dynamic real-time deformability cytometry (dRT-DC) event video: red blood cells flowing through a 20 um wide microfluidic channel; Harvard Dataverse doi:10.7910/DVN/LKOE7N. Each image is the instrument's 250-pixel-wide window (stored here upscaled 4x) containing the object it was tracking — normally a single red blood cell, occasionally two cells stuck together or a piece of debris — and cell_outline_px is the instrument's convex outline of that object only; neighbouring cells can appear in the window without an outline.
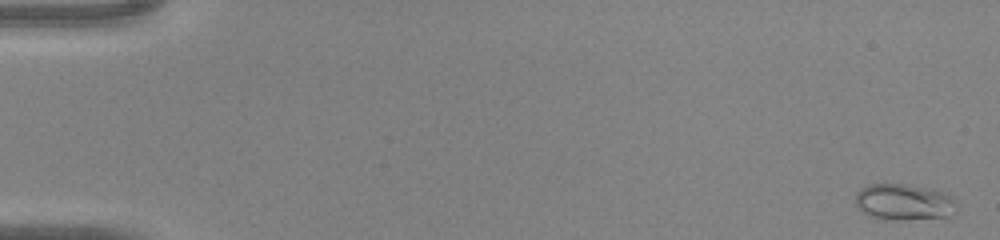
{"species": "common noctule bat (a hibernating species)", "species_latin": "Nyctalus noctula", "temperature_condition": "warm", "stored_images_in_passage": 45, "camera_frame_rate_fps": 3000, "um_per_image_px": 0.085, "animal": {"sex": "male", "body_mass_g": 20.0, "forearm_length_mm": 53.3}, "frame": {"image": 1, "passage_image": 2, "time_ms": 0.333, "image_size_px": [1000, 240], "cell_outline_px": [[956, 204], [952, 216], [884, 220], [880, 220], [868, 216], [860, 212], [856, 204], [856, 192], [860, 188], [868, 184], [904, 184], [944, 192], [952, 196], [956, 200]], "centroid_in_image_um": [76.78, 17.18], "position_along_channel_um": 8.2, "area_um2": 21.44}}
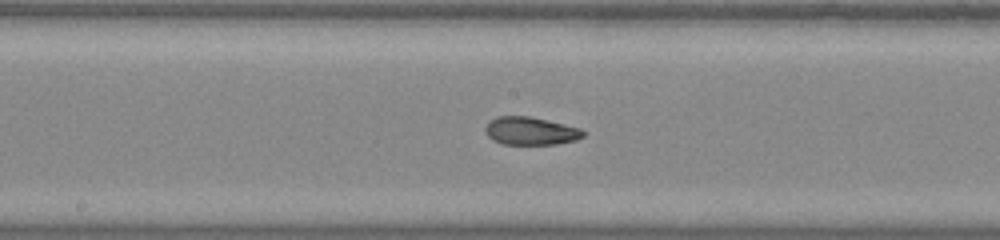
{"frame": {"image": 2, "passage_image": 25, "time_ms": 8.0, "image_size_px": [1000, 240], "cell_outline_px": [[584, 136], [576, 140], [556, 144], [504, 144], [492, 140], [488, 136], [484, 128], [488, 120], [496, 116], [528, 116], [564, 124], [580, 128], [584, 132]], "centroid_in_image_um": [45.06, 11.13], "position_along_channel_um": 203.1, "area_um2": 15.95}}
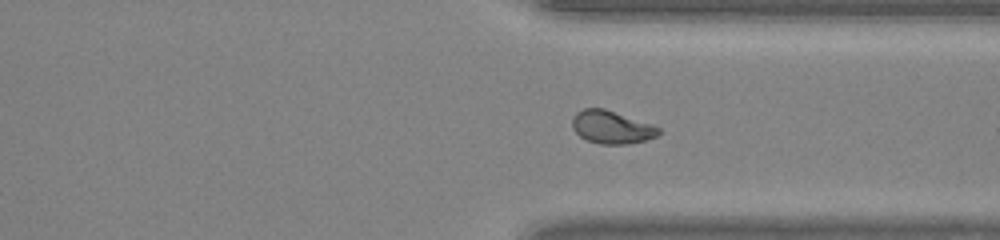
{"frame": {"image": 3, "passage_image": 35, "time_ms": 11.333, "image_size_px": [1000, 240], "cell_outline_px": [[660, 132], [656, 136], [644, 140], [628, 144], [600, 144], [588, 140], [580, 136], [572, 128], [572, 116], [576, 112], [584, 108], [604, 108], [652, 124], [660, 128]], "centroid_in_image_um": [51.96, 10.8], "position_along_channel_um": 359.4, "area_um2": 16.53}}